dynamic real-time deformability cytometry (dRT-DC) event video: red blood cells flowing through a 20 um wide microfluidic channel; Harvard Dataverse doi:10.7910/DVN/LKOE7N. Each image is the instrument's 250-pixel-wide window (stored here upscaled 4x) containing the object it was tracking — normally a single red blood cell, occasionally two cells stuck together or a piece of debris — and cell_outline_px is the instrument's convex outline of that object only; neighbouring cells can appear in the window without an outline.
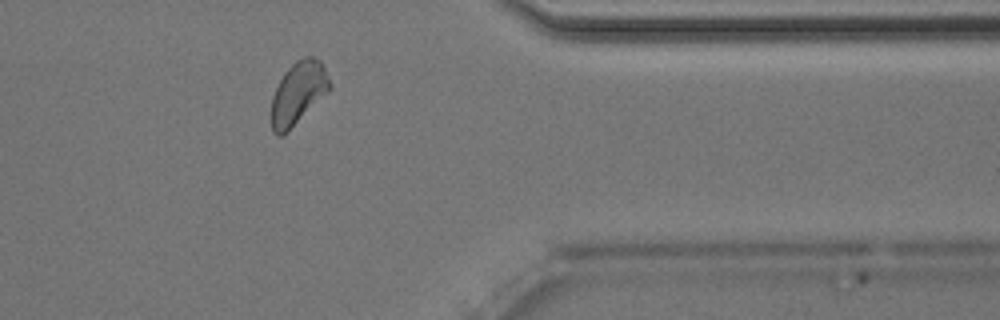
{"species": "Egyptian fruit bat (a non-hibernating species)", "species_latin": "Rousettus aegyptiacus", "temperature_condition": "room temperature", "stored_images_in_passage": 38, "camera_frame_rate_fps": 3000, "um_per_image_px": 0.085, "animal": {"sex": "male"}, "frame": {"image": 1, "passage_image": 33, "time_ms": 10.667, "image_size_px": [1000, 320], "cell_outline_px": [[332, 88], [328, 92], [280, 136], [276, 136], [272, 132], [268, 116], [272, 96], [280, 80], [288, 68], [296, 60], [304, 56], [312, 56], [320, 60], [332, 84]], "centroid_in_image_um": [25.3, 7.9], "position_along_channel_um": 386.1, "area_um2": 21.21}}